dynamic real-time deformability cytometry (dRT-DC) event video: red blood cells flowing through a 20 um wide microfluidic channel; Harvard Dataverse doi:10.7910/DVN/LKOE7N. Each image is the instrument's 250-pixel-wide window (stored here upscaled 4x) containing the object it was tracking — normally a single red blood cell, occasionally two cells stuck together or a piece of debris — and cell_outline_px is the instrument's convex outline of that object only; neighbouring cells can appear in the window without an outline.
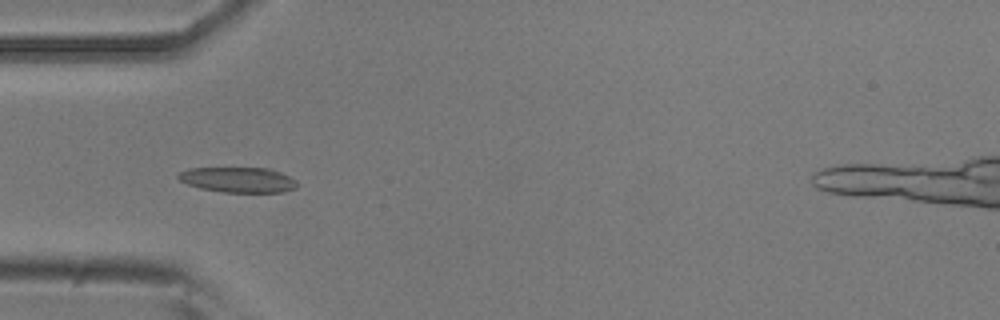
{"species": "common noctule bat (a hibernating species)", "species_latin": "Nyctalus noctula", "temperature_condition": "room temperature", "stored_images_in_passage": 9, "camera_frame_rate_fps": 3000, "um_per_image_px": 0.085, "animal": {"sex": "male", "body_mass_g": 20.5, "forearm_length_mm": 52.5}, "frame": {"image": 1, "passage_image": 4, "time_ms": 1.0, "image_size_px": [1000, 320], "cell_outline_px": [[300, 184], [296, 188], [284, 192], [224, 192], [200, 188], [188, 184], [180, 180], [176, 176], [180, 172], [188, 168], [268, 168], [280, 172], [296, 180]], "centroid_in_image_um": [20.27, 15.28], "position_along_channel_um": 64.7, "area_um2": 17.51}}
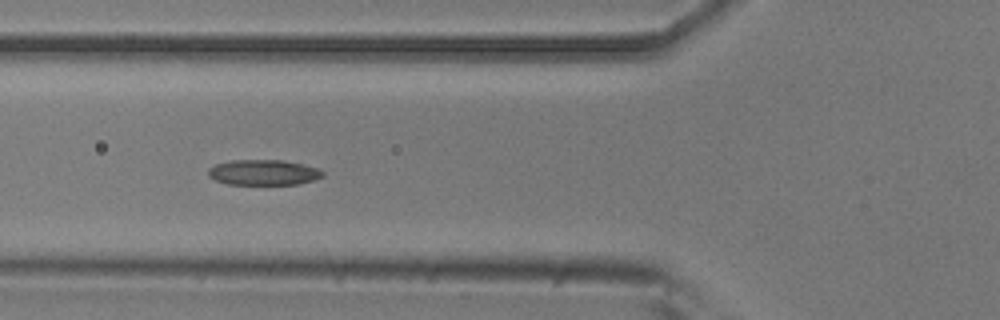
{"frame": {"image": 2, "passage_image": 7, "time_ms": 2.0, "image_size_px": [1000, 320], "cell_outline_px": [[324, 176], [312, 180], [296, 184], [228, 184], [216, 180], [208, 176], [208, 168], [216, 164], [232, 160], [280, 160], [320, 168], [324, 172]], "centroid_in_image_um": [22.39, 14.65], "position_along_channel_um": 103.4, "area_um2": 16.82}}